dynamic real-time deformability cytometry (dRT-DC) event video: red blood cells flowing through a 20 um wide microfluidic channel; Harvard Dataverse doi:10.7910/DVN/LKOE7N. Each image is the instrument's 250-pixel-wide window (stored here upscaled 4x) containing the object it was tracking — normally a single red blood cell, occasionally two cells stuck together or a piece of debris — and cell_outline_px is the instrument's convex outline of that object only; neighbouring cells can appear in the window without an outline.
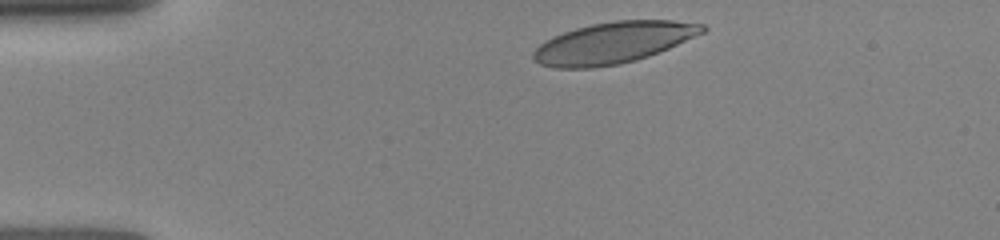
{"species": "human", "species_latin": "Homo sapiens", "temperature_condition": "room temperature", "stored_images_in_passage": 19, "camera_frame_rate_fps": 3000, "um_per_image_px": 0.085, "donor": {"sex": "female"}, "frame": {"image": 1, "passage_image": 1, "time_ms": 0.0, "image_size_px": [1000, 240], "cell_outline_px": [[708, 28], [704, 32], [668, 48], [648, 56], [636, 60], [620, 64], [592, 68], [556, 68], [540, 64], [532, 56], [532, 52], [544, 40], [564, 32], [576, 28], [592, 24], [616, 20], [672, 20], [704, 24]], "centroid_in_image_um": [52.12, 3.63], "position_along_channel_um": 32.9, "area_um2": 40.58}}
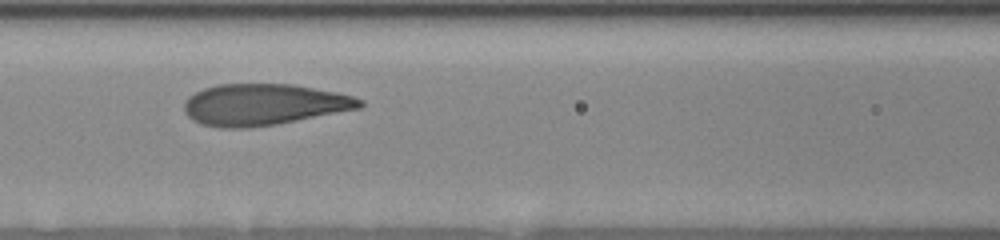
{"frame": {"image": 2, "passage_image": 6, "time_ms": 4.0, "image_size_px": [1000, 240], "cell_outline_px": [[364, 104], [360, 108], [276, 124], [244, 128], [224, 128], [204, 124], [192, 120], [184, 112], [184, 100], [188, 96], [204, 88], [216, 84], [292, 84], [336, 92], [352, 96], [364, 100]], "centroid_in_image_um": [22.39, 8.88], "position_along_channel_um": 144.2, "area_um2": 42.19}}
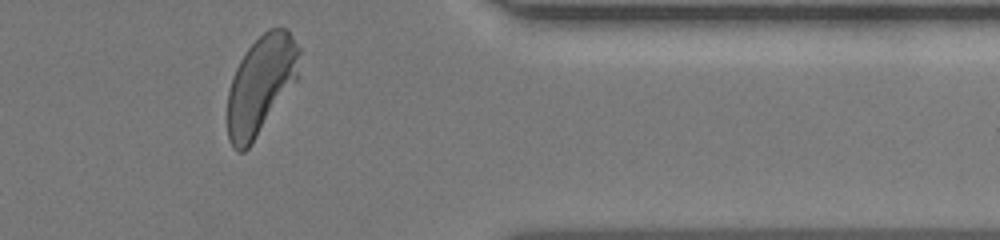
{"frame": {"image": 3, "passage_image": 19, "time_ms": 10.333, "image_size_px": [1000, 240], "cell_outline_px": [[300, 52], [296, 80], [252, 144], [244, 152], [236, 152], [232, 148], [228, 140], [228, 92], [236, 68], [240, 60], [248, 48], [268, 28], [288, 28], [300, 48]], "centroid_in_image_um": [22.16, 7.23], "position_along_channel_um": 389.2, "area_um2": 40.92}}